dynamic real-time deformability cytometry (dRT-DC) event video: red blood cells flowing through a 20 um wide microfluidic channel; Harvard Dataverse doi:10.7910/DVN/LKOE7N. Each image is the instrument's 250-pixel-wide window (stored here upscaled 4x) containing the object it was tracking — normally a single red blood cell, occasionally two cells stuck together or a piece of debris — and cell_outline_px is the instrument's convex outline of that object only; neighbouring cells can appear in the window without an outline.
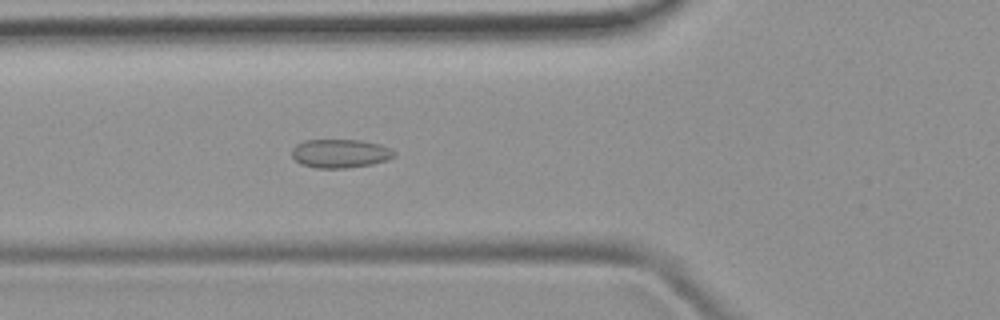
{"species": "common noctule bat (a hibernating species)", "species_latin": "Nyctalus noctula", "temperature_condition": "room temperature", "stored_images_in_passage": 49, "camera_frame_rate_fps": 3000, "um_per_image_px": 0.085, "animal": {"sex": "female", "body_mass_g": 19.9}, "frame": {"image": 1, "passage_image": 17, "time_ms": 5.333, "image_size_px": [1000, 320], "cell_outline_px": [[396, 156], [372, 164], [344, 168], [316, 168], [300, 164], [292, 156], [292, 148], [296, 144], [304, 140], [360, 140], [380, 144], [396, 152]], "centroid_in_image_um": [28.89, 13.04], "position_along_channel_um": 96.9, "area_um2": 17.05}}
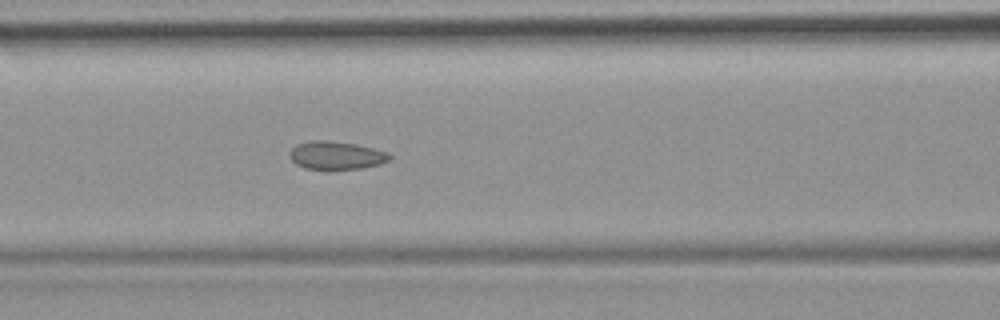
{"frame": {"image": 2, "passage_image": 20, "time_ms": 6.333, "image_size_px": [1000, 320], "cell_outline_px": [[392, 156], [388, 160], [380, 164], [364, 168], [332, 172], [328, 172], [304, 168], [296, 164], [288, 156], [292, 148], [296, 144], [312, 140], [328, 140], [356, 144], [388, 152]], "centroid_in_image_um": [28.55, 13.25], "position_along_channel_um": 138.0, "area_um2": 17.11}}
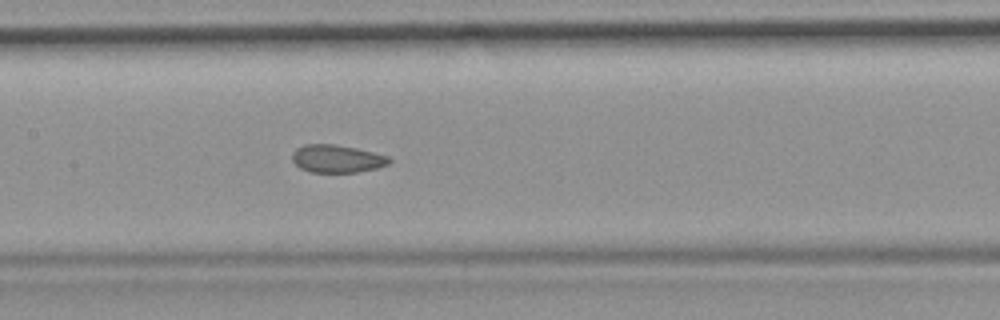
{"frame": {"image": 3, "passage_image": 23, "time_ms": 7.333, "image_size_px": [1000, 320], "cell_outline_px": [[392, 160], [388, 164], [376, 168], [356, 172], [312, 172], [300, 168], [292, 160], [292, 152], [296, 148], [304, 144], [336, 144], [356, 148], [388, 156]], "centroid_in_image_um": [28.62, 13.48], "position_along_channel_um": 178.8, "area_um2": 15.66}}